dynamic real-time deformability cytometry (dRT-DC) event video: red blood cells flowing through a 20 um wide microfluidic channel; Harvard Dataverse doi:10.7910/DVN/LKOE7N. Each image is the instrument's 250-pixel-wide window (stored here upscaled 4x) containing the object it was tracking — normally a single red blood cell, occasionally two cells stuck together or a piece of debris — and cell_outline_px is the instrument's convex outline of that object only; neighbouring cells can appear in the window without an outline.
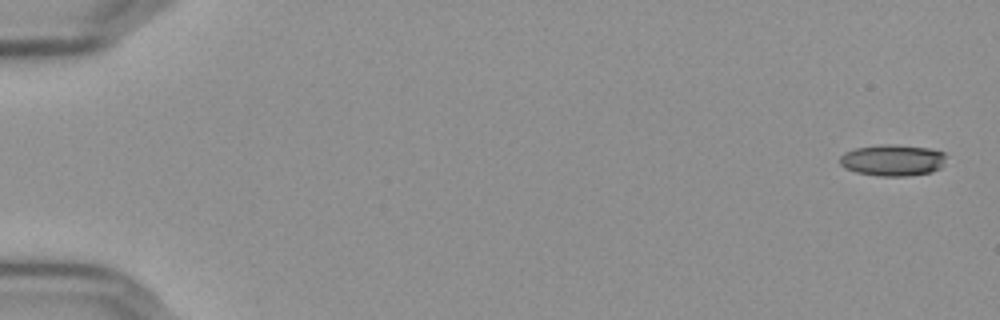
{"species": "Egyptian fruit bat (a non-hibernating species)", "species_latin": "Rousettus aegyptiacus", "temperature_condition": "cold", "stored_images_in_passage": 56, "camera_frame_rate_fps": 3000, "um_per_image_px": 0.085, "frame": {"image": 1, "passage_image": 1, "time_ms": 0.0, "image_size_px": [1000, 320], "cell_outline_px": [[948, 156], [940, 168], [932, 172], [908, 176], [880, 176], [856, 172], [844, 168], [840, 164], [840, 156], [844, 152], [856, 148], [880, 144], [896, 144], [932, 148], [944, 152]], "centroid_in_image_um": [75.9, 13.6], "position_along_channel_um": 9.1, "area_um2": 19.83}}
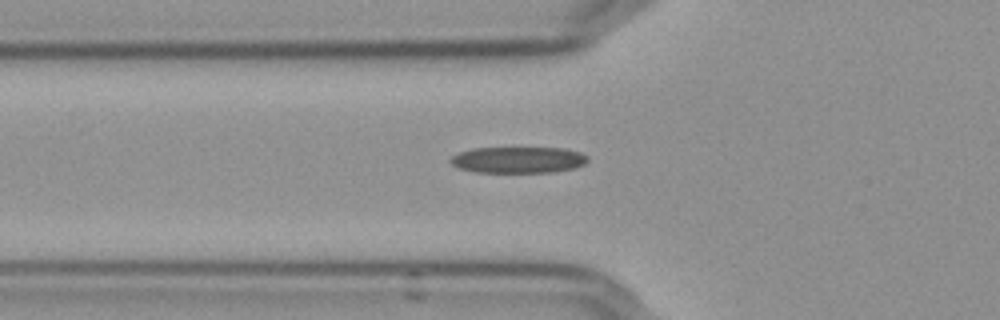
{"frame": {"image": 2, "passage_image": 20, "time_ms": 6.333, "image_size_px": [1000, 320], "cell_outline_px": [[588, 160], [584, 164], [572, 168], [552, 172], [476, 172], [460, 168], [452, 164], [448, 160], [452, 156], [460, 152], [472, 148], [564, 148], [580, 152], [588, 156]], "centroid_in_image_um": [44.04, 13.58], "position_along_channel_um": 81.8, "area_um2": 20.92}}
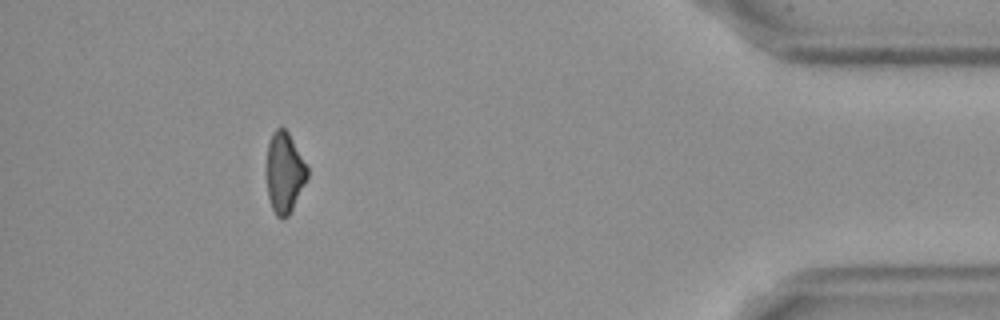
{"frame": {"image": 3, "passage_image": 51, "time_ms": 16.667, "image_size_px": [1000, 320], "cell_outline_px": [[308, 176], [288, 216], [284, 220], [280, 220], [276, 216], [272, 208], [268, 196], [264, 168], [268, 144], [272, 132], [280, 124], [288, 132], [308, 168]], "centroid_in_image_um": [24.12, 14.66], "position_along_channel_um": 411.1, "area_um2": 19.54}, "authors_computed_cell_mechanics": {"area_um2": 20.7791, "velocity_mm_per_s": 3.6633, "shape_relaxation_time_tau1_ms": 7.973, "shape_relaxation_time_tau2_ms": null, "deformation_change_tau1": 0.1887, "deformation_change_tau2": null}}